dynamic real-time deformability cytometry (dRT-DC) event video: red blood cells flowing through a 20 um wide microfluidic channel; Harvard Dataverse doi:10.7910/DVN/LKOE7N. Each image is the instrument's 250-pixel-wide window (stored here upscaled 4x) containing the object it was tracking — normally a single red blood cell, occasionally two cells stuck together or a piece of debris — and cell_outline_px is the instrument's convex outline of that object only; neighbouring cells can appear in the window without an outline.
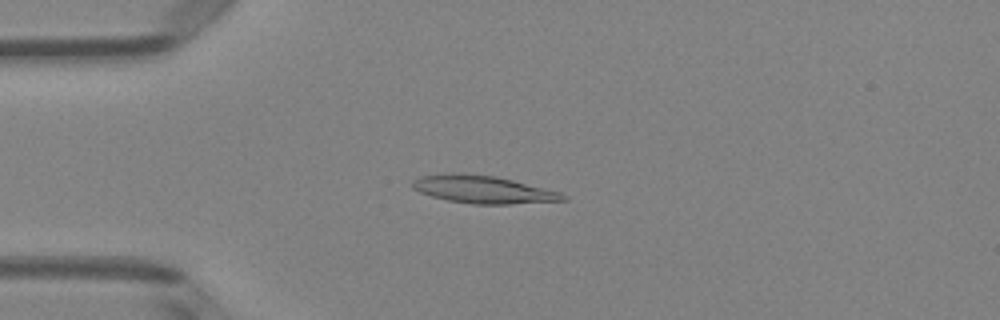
{"species": "Egyptian fruit bat (a non-hibernating species)", "species_latin": "Rousettus aegyptiacus", "temperature_condition": "room temperature", "stored_images_in_passage": 49, "camera_frame_rate_fps": 3000, "um_per_image_px": 0.085, "animal": {"sex": "female"}, "frame": {"image": 1, "passage_image": 12, "time_ms": 3.667, "image_size_px": [1000, 320], "cell_outline_px": [[568, 200], [508, 204], [472, 204], [448, 200], [432, 196], [420, 192], [412, 188], [412, 180], [420, 176], [448, 172], [464, 172], [496, 176], [560, 192], [568, 196]], "centroid_in_image_um": [41.03, 16.09], "position_along_channel_um": 44.0, "area_um2": 24.45}}
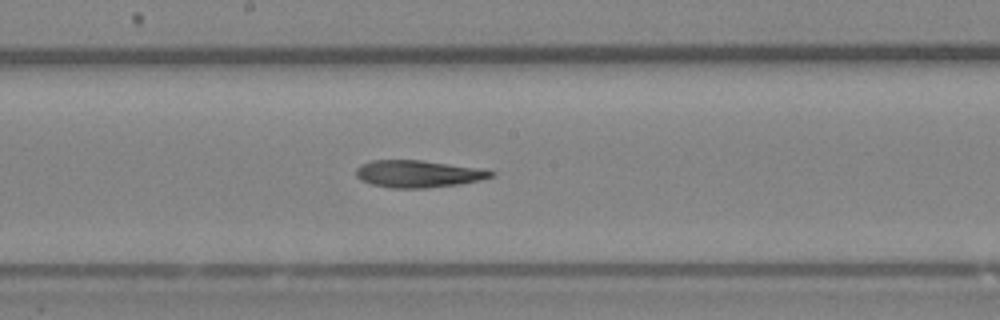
{"frame": {"image": 2, "passage_image": 26, "time_ms": 8.333, "image_size_px": [1000, 320], "cell_outline_px": [[496, 176], [480, 180], [460, 184], [428, 188], [392, 188], [372, 184], [360, 180], [356, 176], [356, 168], [360, 164], [372, 160], [424, 160], [484, 168], [496, 172]], "centroid_in_image_um": [35.6, 14.77], "position_along_channel_um": 212.6, "area_um2": 21.79}}
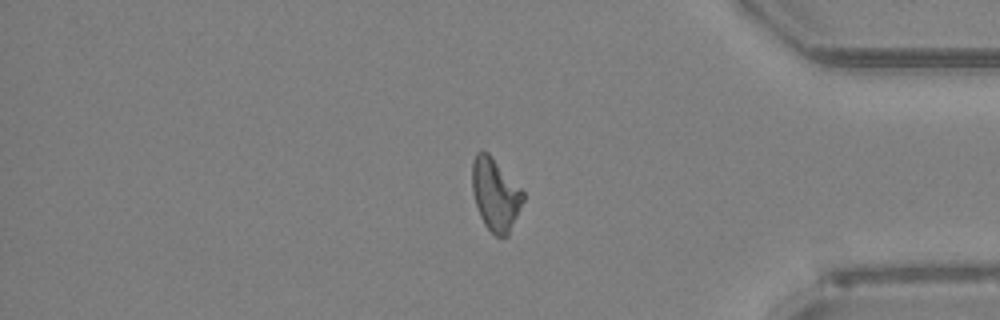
{"frame": {"image": 3, "passage_image": 41, "time_ms": 13.333, "image_size_px": [1000, 320], "cell_outline_px": [[524, 200], [508, 236], [496, 236], [484, 224], [480, 216], [472, 192], [472, 160], [476, 152], [488, 152], [524, 192]], "centroid_in_image_um": [42.1, 16.53], "position_along_channel_um": 393.1, "area_um2": 21.33}, "authors_computed_cell_mechanics": {"area_um2": 21.8484, "velocity_mm_per_s": 4.0696, "shape_relaxation_time_tau1_ms": null, "shape_relaxation_time_tau2_ms": 4.1993, "deformation_change_tau1": null, "deformation_change_tau2": 0.1351}}